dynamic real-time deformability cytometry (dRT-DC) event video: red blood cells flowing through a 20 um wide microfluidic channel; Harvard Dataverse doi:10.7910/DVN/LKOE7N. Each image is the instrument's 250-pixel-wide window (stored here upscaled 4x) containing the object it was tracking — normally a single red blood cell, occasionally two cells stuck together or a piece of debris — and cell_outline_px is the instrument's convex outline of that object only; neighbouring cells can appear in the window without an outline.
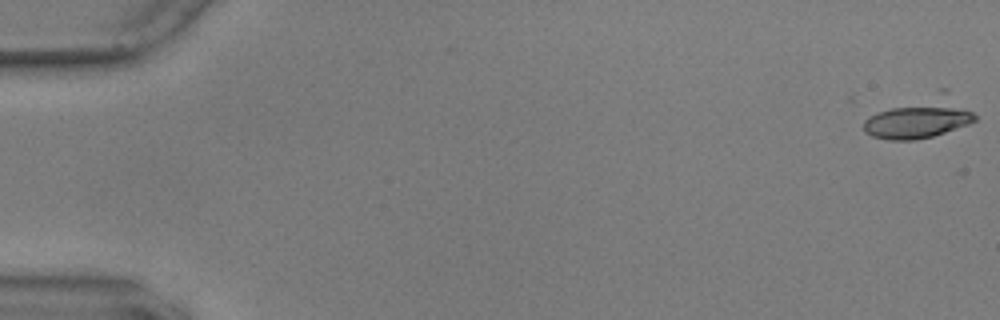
{"species": "common noctule bat (a hibernating species)", "species_latin": "Nyctalus noctula", "temperature_condition": "warm", "stored_images_in_passage": 6, "camera_frame_rate_fps": 3000, "um_per_image_px": 0.085, "animal": {"sex": "male", "body_mass_g": 17.9, "forearm_length_mm": 54.2}, "frame": {"image": 1, "passage_image": 1, "time_ms": 0.0, "image_size_px": [1000, 320], "cell_outline_px": [[976, 120], [968, 124], [932, 136], [912, 140], [888, 140], [872, 136], [864, 132], [864, 120], [868, 116], [876, 112], [940, 88], [948, 88], [976, 116]], "centroid_in_image_um": [78.19, 9.96], "position_along_channel_um": 6.8, "area_um2": 26.82}}